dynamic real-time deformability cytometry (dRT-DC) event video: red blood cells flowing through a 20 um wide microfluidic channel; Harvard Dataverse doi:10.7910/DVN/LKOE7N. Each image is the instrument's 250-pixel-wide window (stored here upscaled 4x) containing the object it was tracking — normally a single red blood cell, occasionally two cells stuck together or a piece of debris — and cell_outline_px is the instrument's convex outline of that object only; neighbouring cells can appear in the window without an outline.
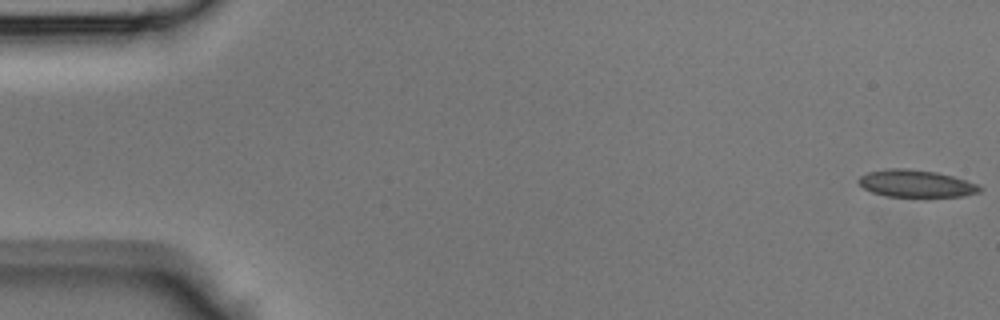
{"species": "Egyptian fruit bat (a non-hibernating species)", "species_latin": "Rousettus aegyptiacus", "temperature_condition": "room temperature", "stored_images_in_passage": 43, "camera_frame_rate_fps": 3000, "um_per_image_px": 0.085, "animal": {"sex": "male"}, "frame": {"image": 1, "passage_image": 1, "time_ms": 0.0, "image_size_px": [1000, 320], "cell_outline_px": [[984, 188], [980, 192], [964, 196], [924, 200], [888, 196], [872, 192], [864, 188], [856, 180], [860, 176], [868, 172], [884, 168], [908, 168], [936, 172], [952, 176], [976, 184]], "centroid_in_image_um": [77.88, 15.65], "position_along_channel_um": 7.1, "area_um2": 20.23}}
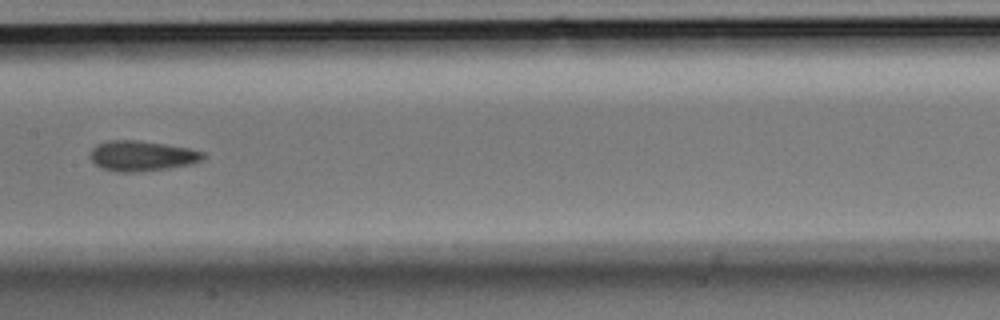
{"frame": {"image": 2, "passage_image": 22, "time_ms": 7.0, "image_size_px": [1000, 320], "cell_outline_px": [[208, 156], [192, 164], [168, 168], [132, 172], [116, 172], [100, 168], [88, 156], [92, 148], [96, 144], [108, 140], [136, 140], [164, 144], [188, 148], [204, 152]], "centroid_in_image_um": [12.03, 13.25], "position_along_channel_um": 195.4, "area_um2": 20.0}}
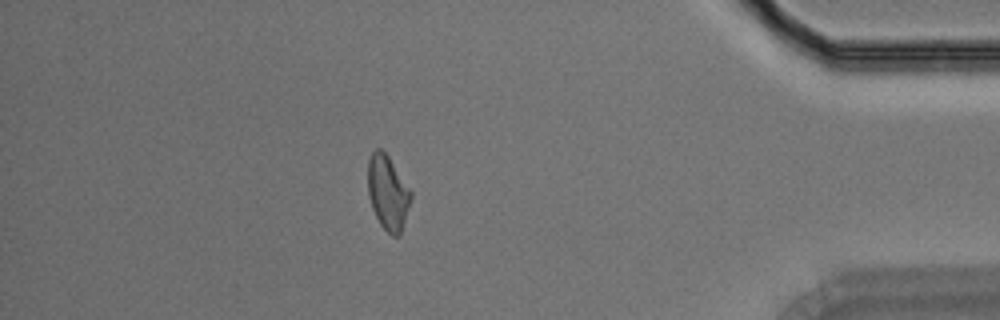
{"frame": {"image": 3, "passage_image": 38, "time_ms": 12.333, "image_size_px": [1000, 320], "cell_outline_px": [[412, 196], [400, 236], [392, 236], [380, 224], [372, 208], [368, 196], [368, 160], [372, 152], [376, 148], [380, 148], [388, 156], [412, 192]], "centroid_in_image_um": [32.96, 16.38], "position_along_channel_um": 402.2, "area_um2": 18.55}}